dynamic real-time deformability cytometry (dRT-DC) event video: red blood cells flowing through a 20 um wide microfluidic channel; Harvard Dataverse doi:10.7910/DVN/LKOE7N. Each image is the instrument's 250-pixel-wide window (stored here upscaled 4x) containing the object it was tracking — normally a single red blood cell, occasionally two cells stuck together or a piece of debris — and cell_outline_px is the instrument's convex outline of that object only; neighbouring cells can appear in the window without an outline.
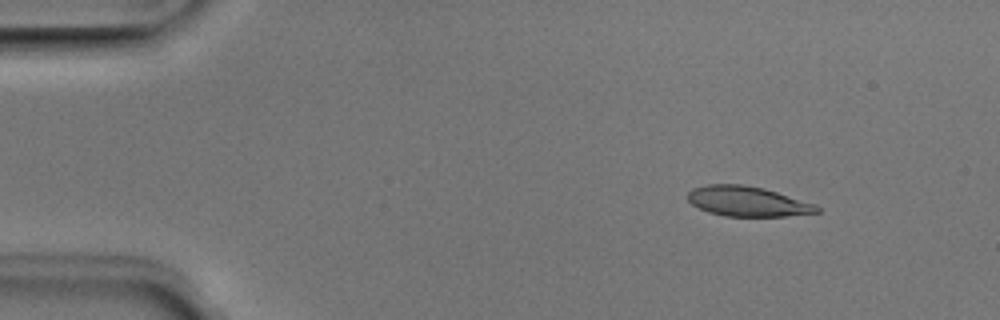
{"species": "Egyptian fruit bat (a non-hibernating species)", "species_latin": "Rousettus aegyptiacus", "temperature_condition": "room temperature", "stored_images_in_passage": 46, "camera_frame_rate_fps": 3000, "um_per_image_px": 0.085, "animal": {"sex": "male"}, "frame": {"image": 1, "passage_image": 2, "time_ms": 0.333, "image_size_px": [1000, 320], "cell_outline_px": [[820, 212], [784, 216], [724, 216], [708, 212], [692, 204], [688, 200], [688, 192], [692, 188], [708, 184], [744, 184], [764, 188], [816, 204], [820, 208]], "centroid_in_image_um": [63.54, 17.11], "position_along_channel_um": 21.5, "area_um2": 22.6}}
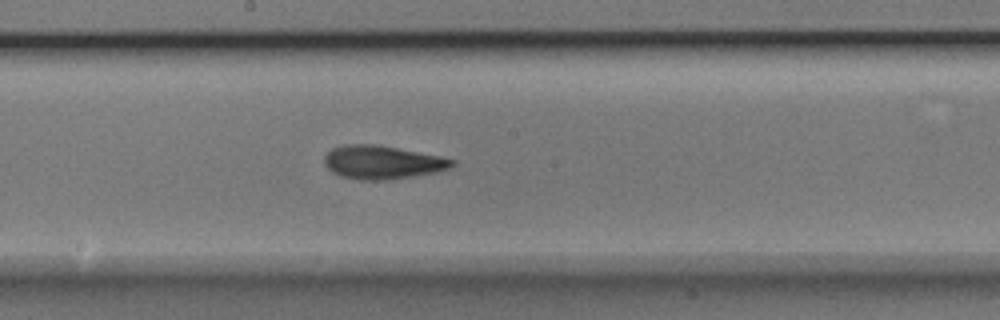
{"frame": {"image": 2, "passage_image": 23, "time_ms": 7.333, "image_size_px": [1000, 320], "cell_outline_px": [[456, 164], [440, 172], [388, 180], [360, 180], [340, 176], [332, 172], [324, 164], [324, 156], [332, 148], [352, 144], [376, 144], [440, 156], [456, 160]], "centroid_in_image_um": [32.52, 13.8], "position_along_channel_um": 215.7, "area_um2": 24.97}}
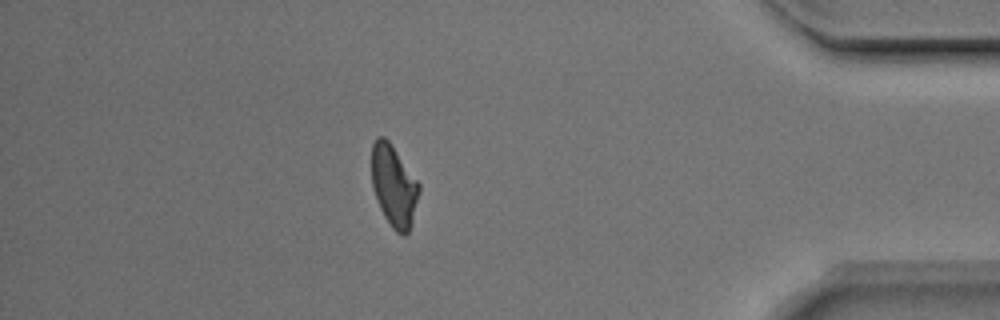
{"frame": {"image": 3, "passage_image": 40, "time_ms": 13.0, "image_size_px": [1000, 320], "cell_outline_px": [[420, 192], [412, 224], [408, 232], [404, 236], [396, 232], [392, 228], [384, 216], [380, 208], [372, 184], [372, 144], [376, 136], [384, 136], [388, 140], [420, 184]], "centroid_in_image_um": [33.49, 15.81], "position_along_channel_um": 401.7, "area_um2": 22.48}, "authors_computed_cell_mechanics": {"area_um2": 23.6691, "velocity_mm_per_s": 3.9919, "shape_relaxation_time_tau1_ms": 3.5301, "shape_relaxation_time_tau2_ms": 2.0799, "deformation_change_tau1": 0.144, "deformation_change_tau2": 0.0911}}